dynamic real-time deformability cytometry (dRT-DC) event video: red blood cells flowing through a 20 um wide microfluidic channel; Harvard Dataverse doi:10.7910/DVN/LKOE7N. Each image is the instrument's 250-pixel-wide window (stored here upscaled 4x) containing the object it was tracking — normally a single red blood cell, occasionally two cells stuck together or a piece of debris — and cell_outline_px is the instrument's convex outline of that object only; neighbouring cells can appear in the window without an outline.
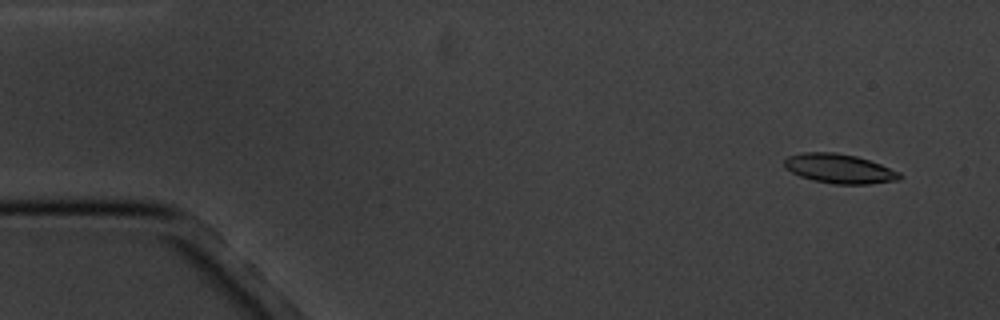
{"species": "common noctule bat (a hibernating species)", "species_latin": "Nyctalus noctula", "temperature_condition": "cold", "stored_images_in_passage": 11, "camera_frame_rate_fps": 3000, "um_per_image_px": 0.085, "animal": {"sex": "male", "body_mass_g": 20.1, "forearm_length_mm": 53.5}, "frame": {"image": 1, "passage_image": 1, "time_ms": 0.0, "image_size_px": [1000, 320], "cell_outline_px": [[904, 176], [900, 180], [868, 184], [832, 184], [812, 180], [800, 176], [784, 168], [784, 160], [788, 156], [804, 152], [836, 152], [856, 156], [880, 164], [900, 172]], "centroid_in_image_um": [71.35, 14.34], "position_along_channel_um": 13.7, "area_um2": 19.88}}
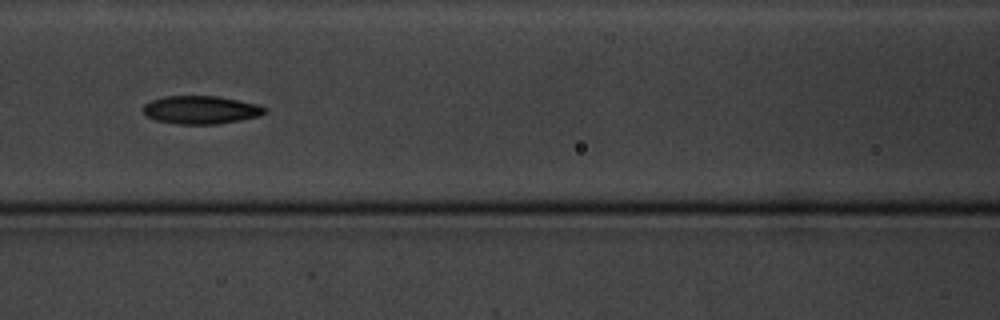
{"frame": {"image": 2, "passage_image": 7, "time_ms": 7.0, "image_size_px": [1000, 320], "cell_outline_px": [[268, 108], [260, 116], [240, 120], [216, 124], [176, 124], [156, 120], [148, 116], [144, 112], [144, 104], [152, 100], [164, 96], [220, 96], [260, 104]], "centroid_in_image_um": [17.12, 9.33], "position_along_channel_um": 149.5, "area_um2": 20.0}}
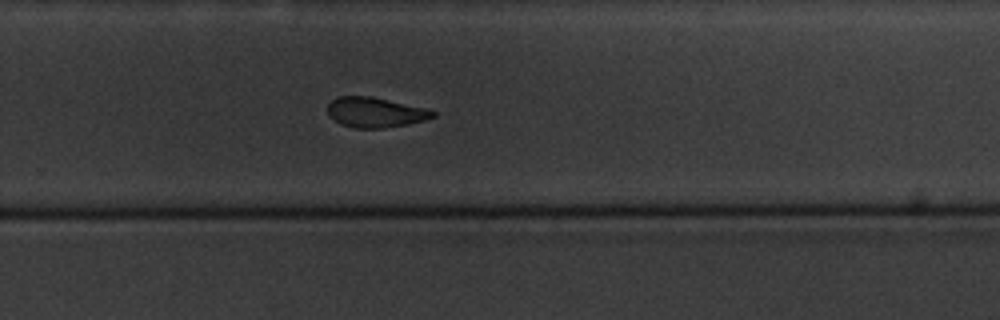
{"frame": {"image": 3, "passage_image": 11, "time_ms": 11.333, "image_size_px": [1000, 320], "cell_outline_px": [[436, 116], [424, 120], [408, 124], [380, 128], [356, 128], [340, 124], [328, 116], [328, 104], [336, 96], [372, 96], [428, 108], [436, 112]], "centroid_in_image_um": [31.9, 9.54], "position_along_channel_um": 297.9, "area_um2": 18.61}}